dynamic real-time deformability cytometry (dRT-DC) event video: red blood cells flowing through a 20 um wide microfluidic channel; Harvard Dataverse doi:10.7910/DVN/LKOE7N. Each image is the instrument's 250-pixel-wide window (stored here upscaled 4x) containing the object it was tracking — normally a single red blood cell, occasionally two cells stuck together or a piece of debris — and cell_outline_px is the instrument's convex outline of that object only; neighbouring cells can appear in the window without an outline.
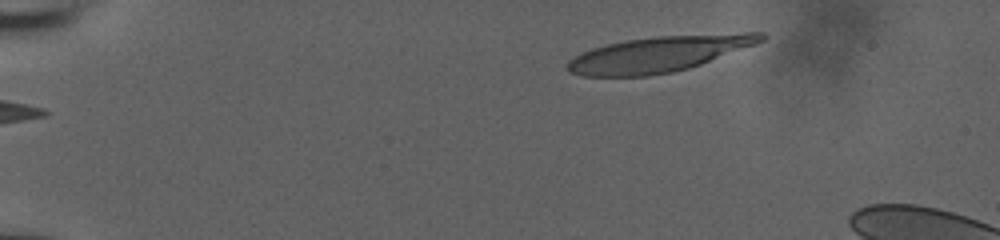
{"species": "human", "species_latin": "Homo sapiens", "temperature_condition": "room temperature", "stored_images_in_passage": 6, "camera_frame_rate_fps": 3000, "um_per_image_px": 0.085, "donor": {"sex": "male"}, "frame": {"image": 1, "passage_image": 1, "time_ms": 0.0, "image_size_px": [1000, 240], "cell_outline_px": [[768, 36], [764, 40], [756, 44], [700, 64], [688, 68], [672, 72], [648, 76], [584, 76], [568, 72], [568, 60], [580, 52], [592, 48], [624, 40], [656, 36], [744, 32], [764, 32]], "centroid_in_image_um": [56.02, 4.58], "position_along_channel_um": 29.0, "area_um2": 40.34}}